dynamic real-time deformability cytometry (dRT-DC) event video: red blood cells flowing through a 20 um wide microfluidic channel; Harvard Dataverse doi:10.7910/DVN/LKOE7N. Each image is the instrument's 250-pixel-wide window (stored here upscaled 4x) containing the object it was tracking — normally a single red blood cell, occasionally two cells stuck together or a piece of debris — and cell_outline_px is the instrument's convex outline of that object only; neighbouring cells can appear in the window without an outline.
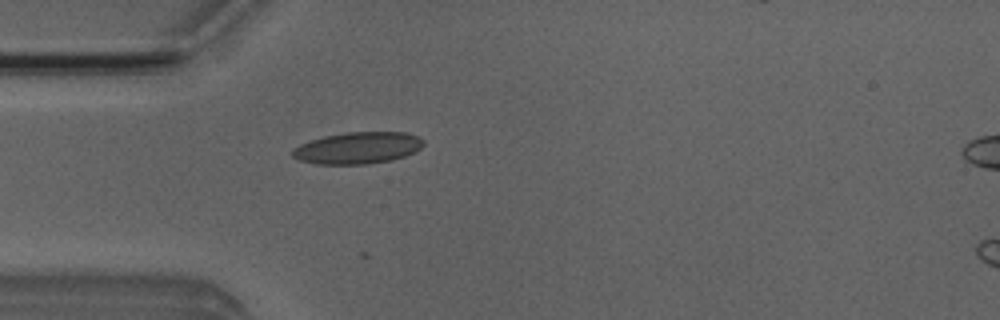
{"species": "Egyptian fruit bat (a non-hibernating species)", "species_latin": "Rousettus aegyptiacus", "temperature_condition": "room temperature", "stored_images_in_passage": 3, "camera_frame_rate_fps": 3000, "um_per_image_px": 0.085, "animal": {"sex": "male"}, "frame": {"image": 1, "passage_image": 2, "time_ms": 1.333, "image_size_px": [1000, 320], "cell_outline_px": [[424, 144], [420, 148], [404, 156], [392, 160], [368, 164], [316, 164], [300, 160], [292, 156], [292, 152], [300, 144], [324, 136], [348, 132], [408, 132], [424, 140]], "centroid_in_image_um": [30.43, 12.57], "position_along_channel_um": 54.6, "area_um2": 24.04}}